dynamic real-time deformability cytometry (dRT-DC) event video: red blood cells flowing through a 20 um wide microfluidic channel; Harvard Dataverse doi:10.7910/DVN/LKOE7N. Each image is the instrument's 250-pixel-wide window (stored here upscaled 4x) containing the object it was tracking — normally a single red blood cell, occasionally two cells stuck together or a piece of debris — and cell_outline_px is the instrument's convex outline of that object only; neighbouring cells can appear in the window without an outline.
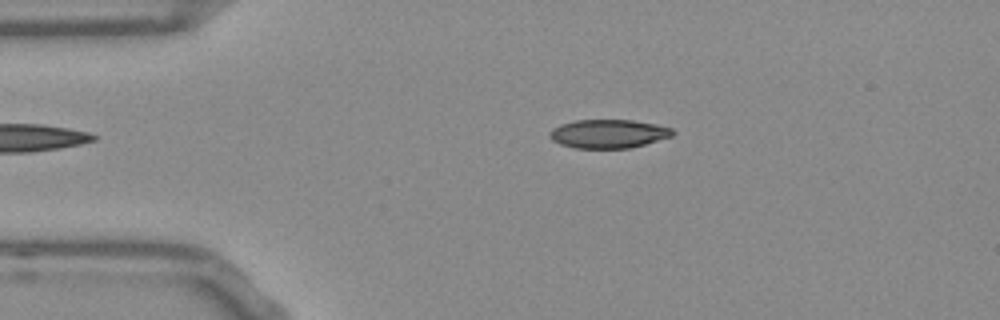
{"species": "Egyptian fruit bat (a non-hibernating species)", "species_latin": "Rousettus aegyptiacus", "temperature_condition": "room temperature", "stored_images_in_passage": 44, "camera_frame_rate_fps": 3000, "um_per_image_px": 0.085, "frame": {"image": 1, "passage_image": 1, "time_ms": 0.0, "image_size_px": [1000, 320], "cell_outline_px": [[676, 132], [672, 136], [644, 144], [628, 148], [576, 148], [560, 144], [552, 140], [548, 136], [548, 132], [552, 128], [560, 124], [576, 120], [632, 120], [656, 124], [672, 128]], "centroid_in_image_um": [51.69, 11.36], "position_along_channel_um": 33.3, "area_um2": 20.58}}
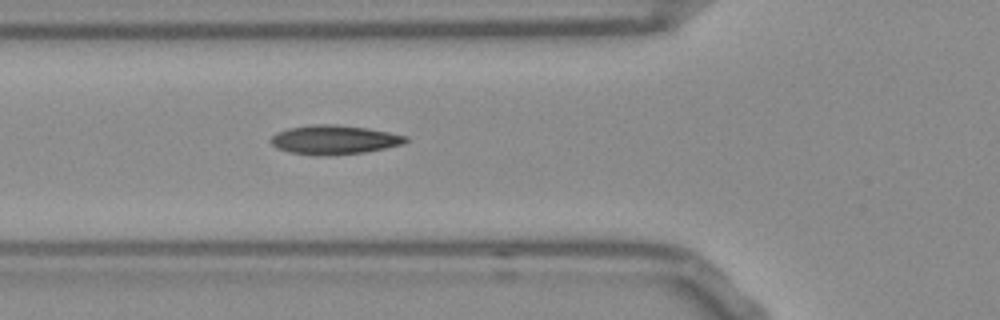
{"frame": {"image": 2, "passage_image": 9, "time_ms": 2.667, "image_size_px": [1000, 320], "cell_outline_px": [[408, 140], [400, 144], [384, 148], [364, 152], [292, 152], [276, 148], [268, 140], [276, 132], [288, 128], [312, 124], [336, 124], [368, 128], [408, 136]], "centroid_in_image_um": [28.39, 11.81], "position_along_channel_um": 97.4, "area_um2": 21.73}}
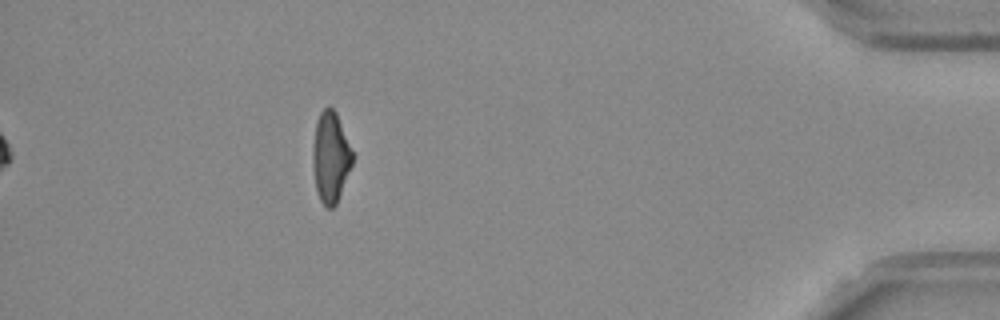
{"frame": {"image": 3, "passage_image": 38, "time_ms": 12.333, "image_size_px": [1000, 320], "cell_outline_px": [[352, 164], [336, 204], [332, 208], [328, 208], [320, 200], [316, 188], [312, 164], [312, 148], [316, 120], [320, 112], [328, 104], [336, 112], [352, 152]], "centroid_in_image_um": [28.07, 13.33], "position_along_channel_um": 407.1, "area_um2": 20.75}, "authors_computed_cell_mechanics": {"area_um2": 21.4438, "velocity_mm_per_s": 3.7899, "shape_relaxation_time_tau1_ms": 8.1151, "shape_relaxation_time_tau2_ms": 2.4697, "deformation_change_tau1": 0.2105, "deformation_change_tau2": 0.0933}}